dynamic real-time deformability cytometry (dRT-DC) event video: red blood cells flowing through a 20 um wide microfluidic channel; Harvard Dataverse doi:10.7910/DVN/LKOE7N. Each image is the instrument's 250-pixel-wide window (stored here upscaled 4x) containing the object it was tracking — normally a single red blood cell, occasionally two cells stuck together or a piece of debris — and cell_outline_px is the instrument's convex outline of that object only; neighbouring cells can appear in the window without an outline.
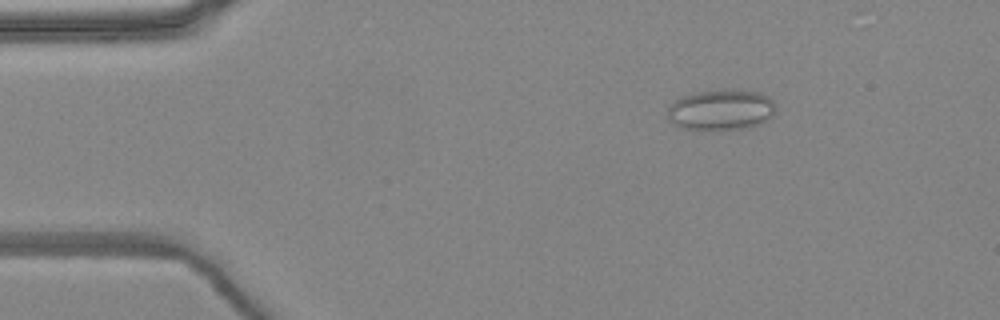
{"species": "common noctule bat (a hibernating species)", "species_latin": "Nyctalus noctula", "temperature_condition": "warm", "stored_images_in_passage": 2, "camera_frame_rate_fps": 3000, "um_per_image_px": 0.085, "animal": {"sex": "female", "body_mass_g": 24.6, "forearm_length_mm": 56.2}, "frame": {"image": 1, "passage_image": 1, "time_ms": 0.0, "image_size_px": [1000, 320], "cell_outline_px": [[776, 108], [772, 116], [768, 120], [760, 124], [748, 128], [680, 128], [668, 120], [668, 108], [680, 96], [696, 92], [756, 92], [768, 96], [776, 104]], "centroid_in_image_um": [61.3, 9.36], "position_along_channel_um": 23.7, "area_um2": 24.74}}